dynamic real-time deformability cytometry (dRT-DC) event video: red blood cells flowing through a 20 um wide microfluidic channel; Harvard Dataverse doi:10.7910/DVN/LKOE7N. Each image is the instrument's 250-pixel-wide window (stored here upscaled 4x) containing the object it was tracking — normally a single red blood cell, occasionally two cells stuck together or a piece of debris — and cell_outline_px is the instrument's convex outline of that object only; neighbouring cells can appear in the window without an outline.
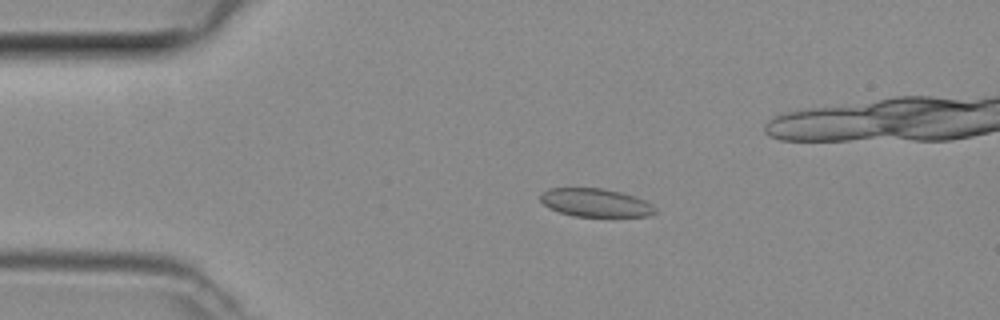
{"species": "common noctule bat (a hibernating species)", "species_latin": "Nyctalus noctula", "temperature_condition": "room temperature", "stored_images_in_passage": 48, "camera_frame_rate_fps": 3000, "um_per_image_px": 0.085, "animal": {"sex": "female", "body_mass_g": 29.2, "forearm_length_mm": 56.3}, "frame": {"image": 1, "passage_image": 9, "time_ms": 2.667, "image_size_px": [1000, 320], "cell_outline_px": [[656, 212], [648, 216], [576, 216], [560, 212], [548, 208], [540, 200], [540, 192], [548, 188], [604, 188], [620, 192], [644, 200], [652, 204], [656, 208]], "centroid_in_image_um": [50.58, 17.22], "position_along_channel_um": 34.4, "area_um2": 18.84}}
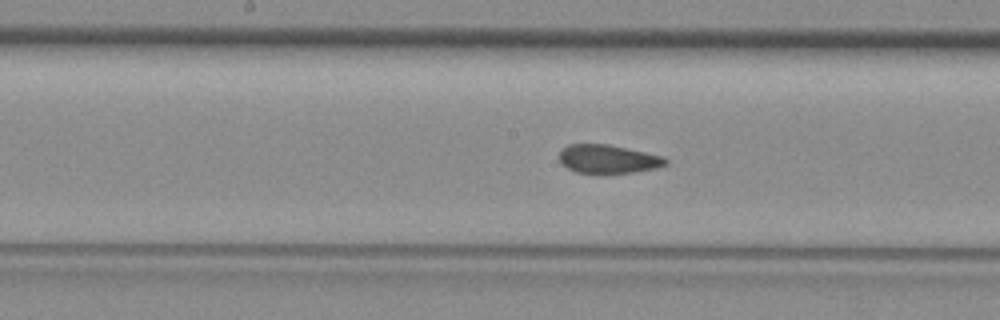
{"frame": {"image": 2, "passage_image": 23, "time_ms": 7.333, "image_size_px": [1000, 320], "cell_outline_px": [[668, 164], [656, 168], [632, 172], [576, 172], [560, 164], [560, 152], [568, 144], [608, 144], [664, 156], [668, 160]], "centroid_in_image_um": [51.7, 13.5], "position_along_channel_um": 196.5, "area_um2": 17.46}}
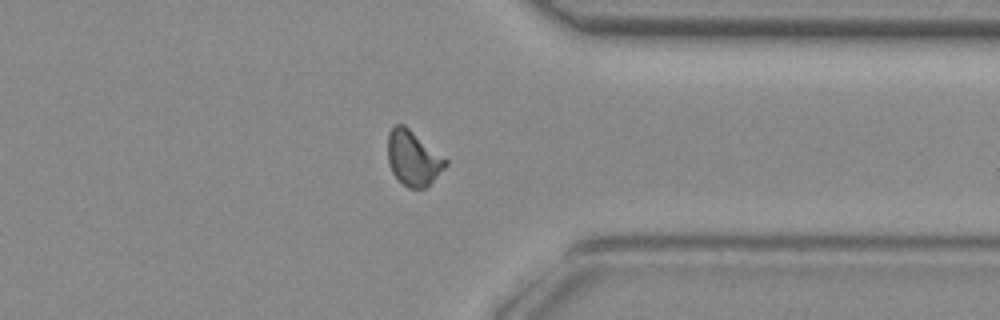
{"frame": {"image": 3, "passage_image": 36, "time_ms": 11.667, "image_size_px": [1000, 320], "cell_outline_px": [[448, 164], [424, 188], [408, 188], [392, 172], [388, 164], [388, 132], [396, 124], [404, 124], [448, 160]], "centroid_in_image_um": [35.1, 13.42], "position_along_channel_um": 376.3, "area_um2": 18.21}}